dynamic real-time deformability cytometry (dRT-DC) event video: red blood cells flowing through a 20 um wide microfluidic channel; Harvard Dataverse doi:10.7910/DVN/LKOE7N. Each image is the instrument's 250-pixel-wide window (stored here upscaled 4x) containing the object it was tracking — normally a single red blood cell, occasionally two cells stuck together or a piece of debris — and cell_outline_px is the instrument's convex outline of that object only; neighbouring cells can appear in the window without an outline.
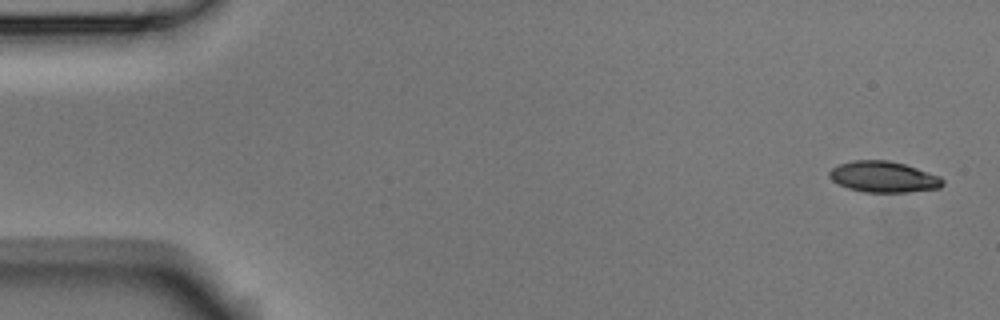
{"species": "Egyptian fruit bat (a non-hibernating species)", "species_latin": "Rousettus aegyptiacus", "temperature_condition": "room temperature", "stored_images_in_passage": 6, "camera_frame_rate_fps": 3000, "um_per_image_px": 0.085, "animal": {"sex": "male"}, "frame": {"image": 1, "passage_image": 1, "time_ms": 0.0, "image_size_px": [1000, 320], "cell_outline_px": [[944, 184], [940, 188], [908, 192], [864, 192], [848, 188], [832, 180], [828, 176], [828, 172], [832, 168], [840, 164], [856, 160], [888, 160], [904, 164], [940, 176], [944, 180]], "centroid_in_image_um": [75.11, 15.04], "position_along_channel_um": 9.9, "area_um2": 20.4}}
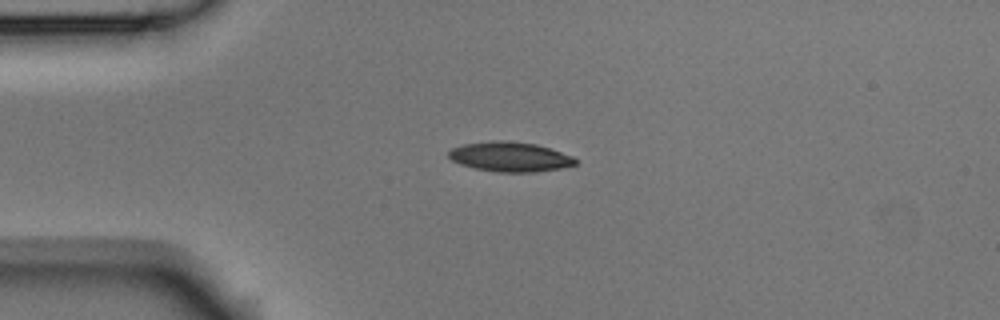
{"frame": {"image": 2, "passage_image": 4, "time_ms": 1.0, "image_size_px": [1000, 320], "cell_outline_px": [[580, 160], [576, 164], [560, 168], [536, 172], [496, 172], [476, 168], [460, 164], [452, 160], [448, 156], [448, 152], [452, 148], [464, 144], [492, 140], [500, 140], [536, 144], [572, 156]], "centroid_in_image_um": [43.35, 13.33], "position_along_channel_um": 41.6, "area_um2": 21.85}}
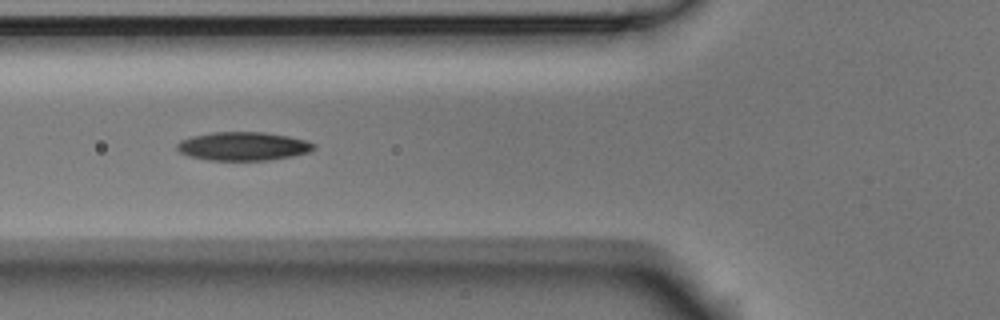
{"frame": {"image": 3, "passage_image": 6, "time_ms": 1.667, "image_size_px": [1000, 320], "cell_outline_px": [[316, 148], [308, 152], [292, 156], [268, 160], [208, 160], [188, 156], [180, 152], [176, 148], [176, 144], [180, 140], [192, 136], [212, 132], [264, 132], [288, 136], [304, 140], [316, 144]], "centroid_in_image_um": [20.64, 12.43], "position_along_channel_um": 105.2, "area_um2": 22.77}}